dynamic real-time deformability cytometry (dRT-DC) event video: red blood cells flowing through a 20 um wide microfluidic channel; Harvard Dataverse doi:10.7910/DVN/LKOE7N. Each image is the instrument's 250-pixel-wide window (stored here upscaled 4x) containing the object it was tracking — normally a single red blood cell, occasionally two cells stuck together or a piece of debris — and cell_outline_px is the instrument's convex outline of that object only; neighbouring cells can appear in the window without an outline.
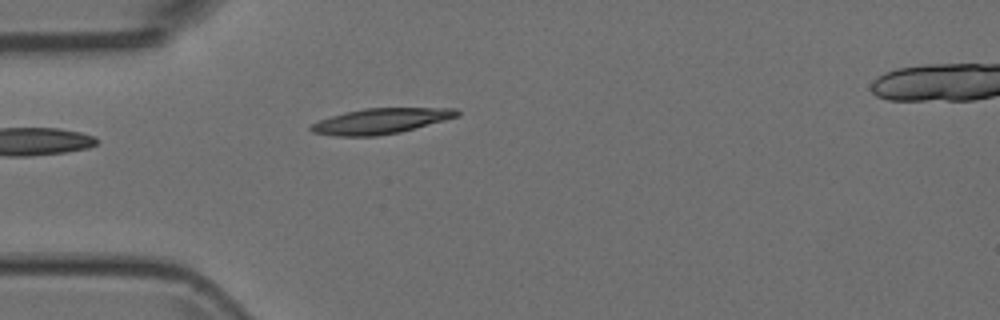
{"species": "Egyptian fruit bat (a non-hibernating species)", "species_latin": "Rousettus aegyptiacus", "temperature_condition": "room temperature", "stored_images_in_passage": 4, "camera_frame_rate_fps": 3000, "um_per_image_px": 0.085, "animal": {"sex": "female"}, "frame": {"image": 1, "passage_image": 4, "time_ms": 1.0, "image_size_px": [1000, 320], "cell_outline_px": [[460, 116], [400, 132], [376, 136], [336, 136], [312, 132], [308, 128], [312, 124], [320, 120], [344, 112], [364, 108], [456, 108], [460, 112]], "centroid_in_image_um": [32.37, 10.28], "position_along_channel_um": 52.6, "area_um2": 21.62}}